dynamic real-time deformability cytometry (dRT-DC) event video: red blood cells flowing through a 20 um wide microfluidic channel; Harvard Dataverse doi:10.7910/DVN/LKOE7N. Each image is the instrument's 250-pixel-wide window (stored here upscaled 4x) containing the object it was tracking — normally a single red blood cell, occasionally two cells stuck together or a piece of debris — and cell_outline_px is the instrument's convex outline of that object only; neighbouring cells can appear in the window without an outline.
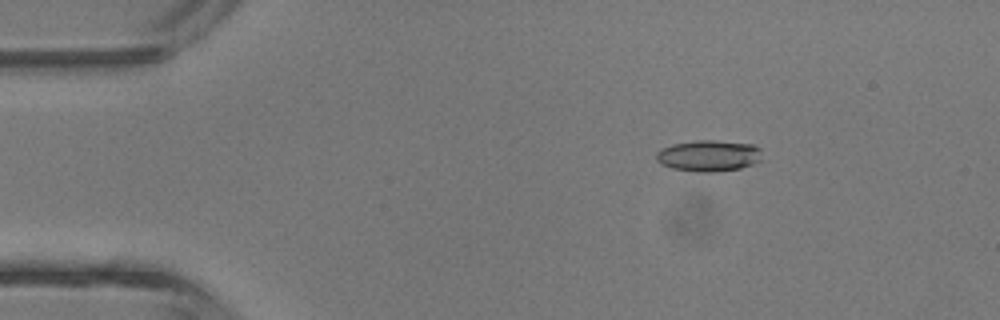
{"species": "common noctule bat (a hibernating species)", "species_latin": "Nyctalus noctula", "temperature_condition": "room temperature", "stored_images_in_passage": 3, "camera_frame_rate_fps": 3000, "um_per_image_px": 0.085, "animal": {"sex": "male", "body_mass_g": 13.3}, "frame": {"image": 1, "passage_image": 2, "time_ms": 1.0, "image_size_px": [1000, 320], "cell_outline_px": [[760, 160], [752, 164], [740, 168], [716, 172], [696, 172], [672, 168], [660, 164], [656, 160], [656, 152], [660, 148], [672, 144], [696, 140], [712, 140], [752, 144], [760, 148]], "centroid_in_image_um": [60.19, 13.24], "position_along_channel_um": 24.8, "area_um2": 19.36}}